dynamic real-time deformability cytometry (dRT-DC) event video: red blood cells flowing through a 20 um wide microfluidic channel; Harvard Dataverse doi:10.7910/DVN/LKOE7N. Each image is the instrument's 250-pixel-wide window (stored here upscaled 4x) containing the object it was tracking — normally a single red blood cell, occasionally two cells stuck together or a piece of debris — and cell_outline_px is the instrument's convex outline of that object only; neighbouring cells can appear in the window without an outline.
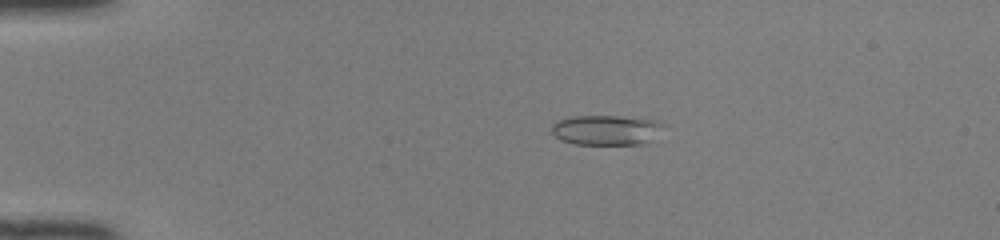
{"species": "common noctule bat (a hibernating species)", "species_latin": "Nyctalus noctula", "temperature_condition": "room temperature", "stored_images_in_passage": 44, "camera_frame_rate_fps": 3000, "um_per_image_px": 0.085, "animal": {"sex": "female", "body_mass_g": 22.0, "forearm_length_mm": 56.7}, "frame": {"image": 1, "passage_image": 6, "time_ms": 1.667, "image_size_px": [1000, 240], "cell_outline_px": [[668, 124], [644, 144], [576, 144], [560, 140], [552, 132], [552, 124], [556, 120], [572, 116], [616, 116], [656, 120]], "centroid_in_image_um": [51.52, 11.04], "position_along_channel_um": 33.5, "area_um2": 19.54}}
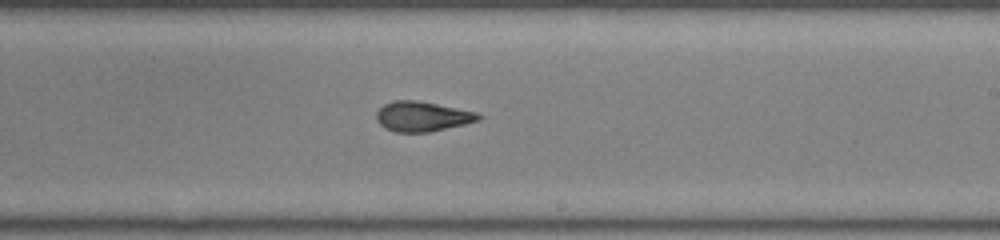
{"frame": {"image": 2, "passage_image": 26, "time_ms": 8.333, "image_size_px": [1000, 240], "cell_outline_px": [[484, 116], [480, 120], [464, 124], [428, 132], [396, 132], [384, 128], [376, 120], [376, 112], [384, 104], [392, 100], [416, 100], [476, 112]], "centroid_in_image_um": [35.87, 9.9], "position_along_channel_um": 253.1, "area_um2": 17.74}}
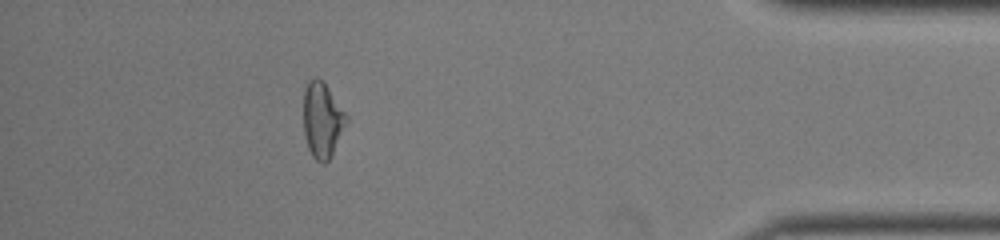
{"frame": {"image": 3, "passage_image": 40, "time_ms": 13.0, "image_size_px": [1000, 240], "cell_outline_px": [[348, 120], [328, 160], [324, 164], [320, 164], [312, 156], [308, 148], [304, 132], [304, 88], [308, 80], [316, 76], [328, 88], [348, 116]], "centroid_in_image_um": [27.37, 10.19], "position_along_channel_um": 407.8, "area_um2": 18.55}}